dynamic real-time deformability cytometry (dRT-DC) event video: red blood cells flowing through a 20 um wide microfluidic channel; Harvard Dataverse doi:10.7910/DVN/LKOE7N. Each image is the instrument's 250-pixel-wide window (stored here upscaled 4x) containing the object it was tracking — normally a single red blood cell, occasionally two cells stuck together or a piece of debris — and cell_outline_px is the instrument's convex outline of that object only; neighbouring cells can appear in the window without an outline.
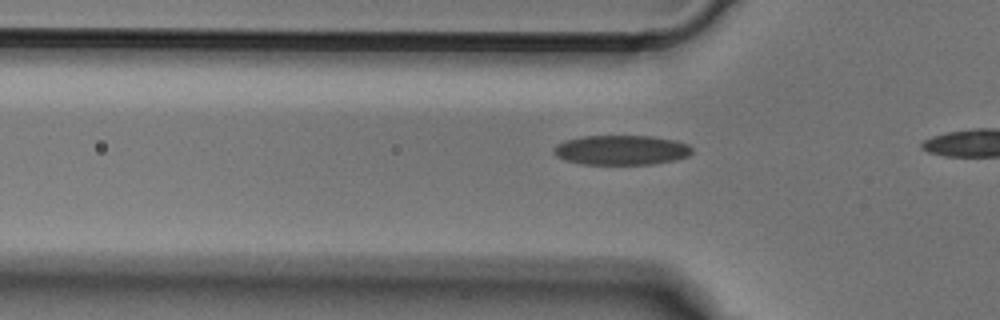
{"species": "Egyptian fruit bat (a non-hibernating species)", "species_latin": "Rousettus aegyptiacus", "temperature_condition": "cold", "stored_images_in_passage": 6, "camera_frame_rate_fps": 3000, "um_per_image_px": 0.085, "animal": {"sex": "male"}, "frame": {"image": 1, "passage_image": 5, "time_ms": 1.333, "image_size_px": [1000, 320], "cell_outline_px": [[692, 152], [688, 156], [672, 160], [652, 164], [580, 164], [556, 156], [552, 152], [552, 148], [556, 144], [564, 140], [580, 136], [652, 136], [676, 140], [688, 144], [692, 148]], "centroid_in_image_um": [52.78, 12.74], "position_along_channel_um": 73.0, "area_um2": 24.04}}